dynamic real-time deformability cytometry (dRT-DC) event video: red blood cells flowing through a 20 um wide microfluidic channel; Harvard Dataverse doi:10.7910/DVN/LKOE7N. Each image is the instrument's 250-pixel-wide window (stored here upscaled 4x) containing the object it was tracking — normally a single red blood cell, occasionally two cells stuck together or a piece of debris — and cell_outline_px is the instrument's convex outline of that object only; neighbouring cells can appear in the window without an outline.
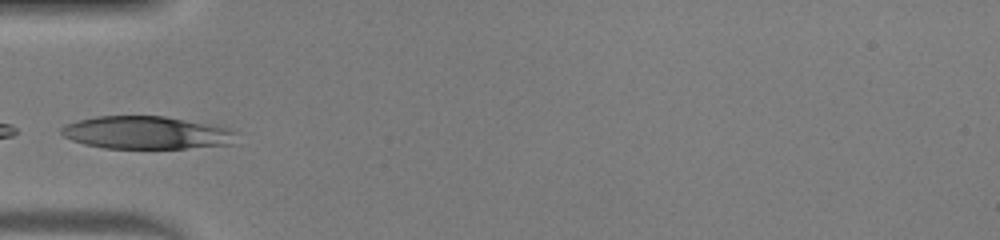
{"species": "human", "species_latin": "Homo sapiens", "temperature_condition": "warm", "stored_images_in_passage": 28, "camera_frame_rate_fps": 3000, "um_per_image_px": 0.085, "donor": {"sex": "male"}, "frame": {"image": 1, "passage_image": 1, "time_ms": 0.0, "image_size_px": [1000, 240], "cell_outline_px": [[240, 132], [236, 144], [184, 148], [104, 148], [84, 144], [72, 140], [64, 136], [60, 132], [60, 128], [76, 120], [96, 116], [164, 116], [220, 124]], "centroid_in_image_um": [12.59, 11.27], "position_along_channel_um": 72.4, "area_um2": 34.22}}
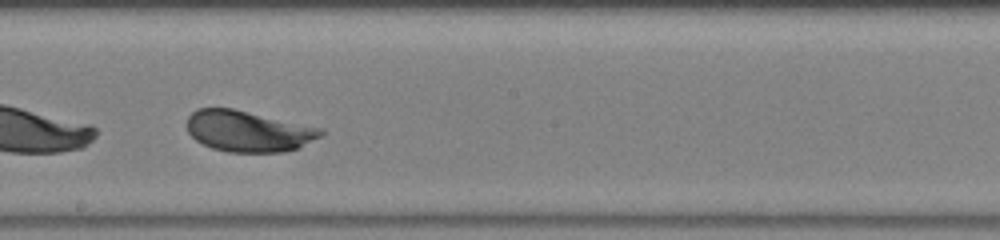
{"frame": {"image": 2, "passage_image": 12, "time_ms": 3.667, "image_size_px": [1000, 240], "cell_outline_px": [[324, 132], [320, 136], [296, 148], [284, 152], [228, 152], [212, 148], [196, 140], [188, 132], [188, 116], [196, 108], [232, 108], [324, 128]], "centroid_in_image_um": [21.09, 11.14], "position_along_channel_um": 227.1, "area_um2": 31.85}}
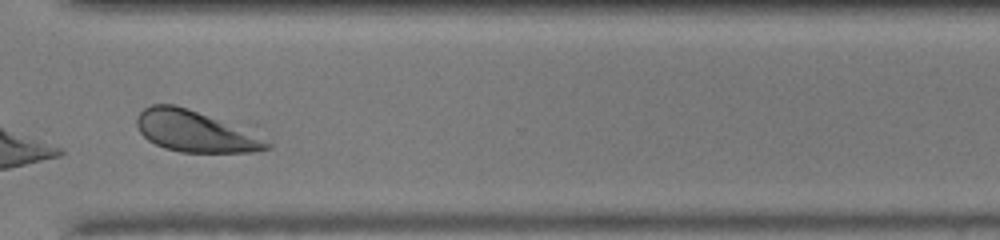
{"frame": {"image": 3, "passage_image": 21, "time_ms": 6.667, "image_size_px": [1000, 240], "cell_outline_px": [[272, 148], [252, 152], [180, 152], [164, 148], [148, 140], [140, 132], [136, 124], [136, 120], [140, 112], [144, 108], [152, 104], [176, 104], [188, 108], [272, 144]], "centroid_in_image_um": [16.44, 11.18], "position_along_channel_um": 354.2, "area_um2": 29.94}}